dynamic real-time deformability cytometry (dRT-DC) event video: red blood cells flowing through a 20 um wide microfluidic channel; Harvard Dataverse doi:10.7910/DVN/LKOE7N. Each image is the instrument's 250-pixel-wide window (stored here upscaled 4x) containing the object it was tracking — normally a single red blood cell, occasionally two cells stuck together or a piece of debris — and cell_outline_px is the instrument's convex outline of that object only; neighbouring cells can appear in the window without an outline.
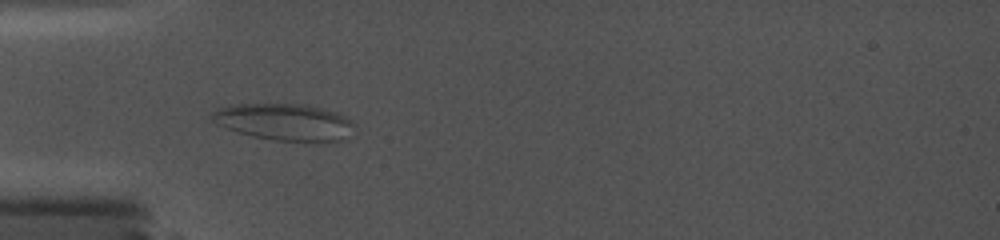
{"species": "common noctule bat (a hibernating species)", "species_latin": "Nyctalus noctula", "temperature_condition": "cold", "stored_images_in_passage": 18, "camera_frame_rate_fps": 5000, "um_per_image_px": 0.085, "animal": {"sex": "female", "body_mass_g": 19.0, "forearm_length_mm": 56.7}, "frame": {"image": 1, "passage_image": 2, "time_ms": 0.8, "image_size_px": [1000, 240], "cell_outline_px": [[356, 124], [348, 140], [276, 140], [252, 136], [216, 124], [208, 116], [216, 108], [232, 104], [304, 104], [340, 112], [352, 120]], "centroid_in_image_um": [24.2, 10.34], "position_along_channel_um": 60.8, "area_um2": 30.63}}
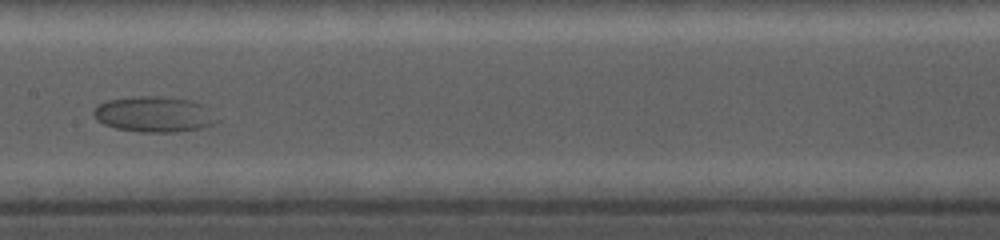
{"frame": {"image": 2, "passage_image": 9, "time_ms": 5.0, "image_size_px": [1000, 240], "cell_outline_px": [[220, 120], [212, 124], [200, 128], [176, 132], [140, 132], [116, 128], [104, 124], [96, 120], [92, 112], [100, 104], [108, 100], [140, 96], [160, 96], [192, 100], [204, 104], [212, 108]], "centroid_in_image_um": [13.17, 9.71], "position_along_channel_um": 194.2, "area_um2": 25.84}}
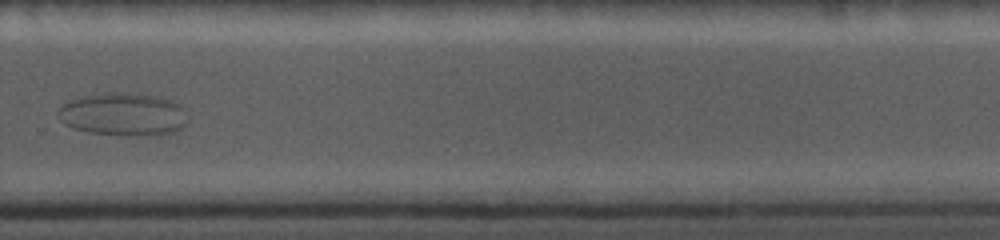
{"frame": {"image": 3, "passage_image": 17, "time_ms": 8.8, "image_size_px": [1000, 240], "cell_outline_px": [[188, 124], [184, 128], [176, 132], [156, 136], [140, 136], [88, 132], [72, 128], [64, 124], [60, 120], [56, 112], [64, 104], [72, 100], [108, 92], [124, 92], [156, 96], [180, 104], [188, 120]], "centroid_in_image_um": [10.53, 9.75], "position_along_channel_um": 319.3, "area_um2": 32.48}}